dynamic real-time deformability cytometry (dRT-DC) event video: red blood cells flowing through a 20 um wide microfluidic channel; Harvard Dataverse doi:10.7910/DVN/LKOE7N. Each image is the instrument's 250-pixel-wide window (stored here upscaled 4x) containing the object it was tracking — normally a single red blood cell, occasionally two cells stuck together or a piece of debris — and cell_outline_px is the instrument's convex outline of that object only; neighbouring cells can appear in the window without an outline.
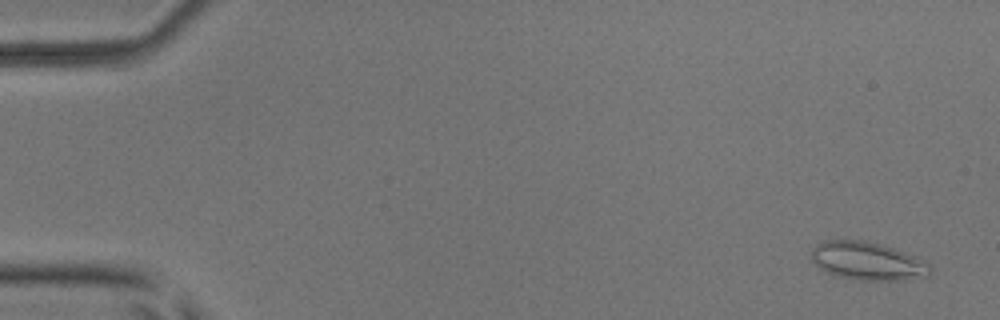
{"species": "common noctule bat (a hibernating species)", "species_latin": "Nyctalus noctula", "temperature_condition": "room temperature", "stored_images_in_passage": 32, "camera_frame_rate_fps": 3000, "um_per_image_px": 0.085, "animal": {"sex": "male", "body_mass_g": 17.9, "forearm_length_mm": 54.2}, "frame": {"image": 1, "passage_image": 3, "time_ms": 0.667, "image_size_px": [1000, 320], "cell_outline_px": [[932, 272], [928, 276], [904, 280], [864, 280], [840, 276], [828, 272], [820, 268], [812, 260], [812, 248], [824, 240], [868, 240], [916, 256], [932, 264]], "centroid_in_image_um": [73.8, 22.18], "position_along_channel_um": 11.2, "area_um2": 26.36}}
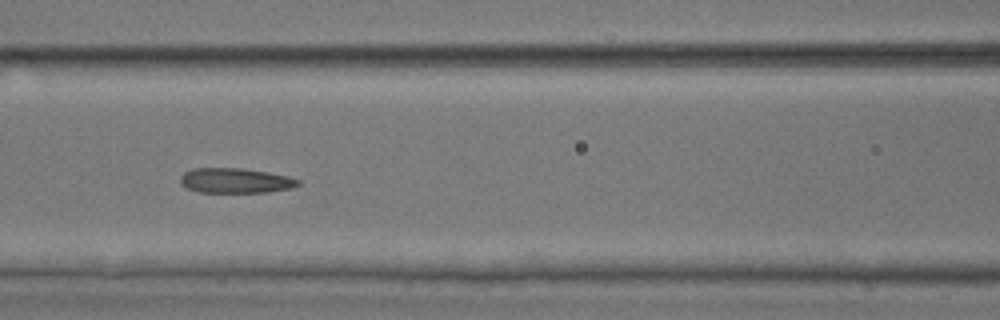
{"frame": {"image": 2, "passage_image": 24, "time_ms": 7.667, "image_size_px": [1000, 320], "cell_outline_px": [[300, 184], [292, 188], [268, 192], [200, 192], [188, 188], [180, 184], [180, 176], [184, 172], [192, 168], [244, 168], [268, 172], [288, 176], [300, 180]], "centroid_in_image_um": [20.01, 15.34], "position_along_channel_um": 146.6, "area_um2": 17.22}}
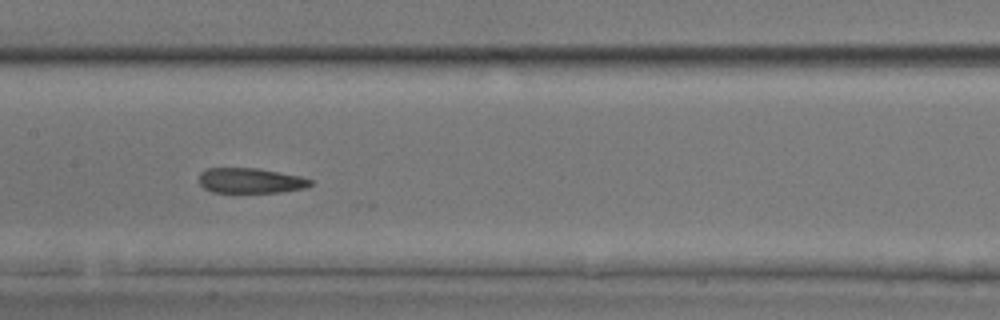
{"frame": {"image": 3, "passage_image": 27, "time_ms": 8.667, "image_size_px": [1000, 320], "cell_outline_px": [[312, 184], [304, 188], [280, 192], [212, 192], [204, 188], [200, 184], [200, 172], [208, 168], [256, 168], [300, 176], [312, 180]], "centroid_in_image_um": [21.28, 15.35], "position_along_channel_um": 186.1, "area_um2": 16.18}}